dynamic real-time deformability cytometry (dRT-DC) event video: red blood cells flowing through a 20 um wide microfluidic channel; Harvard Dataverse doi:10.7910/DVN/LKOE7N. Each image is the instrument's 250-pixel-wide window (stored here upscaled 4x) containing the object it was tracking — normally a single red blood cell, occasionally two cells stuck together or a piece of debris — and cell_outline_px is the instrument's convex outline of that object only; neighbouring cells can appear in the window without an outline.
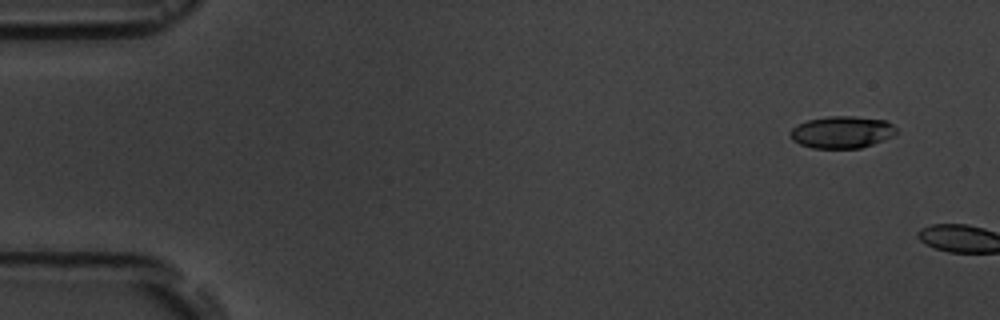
{"species": "common noctule bat (a hibernating species)", "species_latin": "Nyctalus noctula", "temperature_condition": "room temperature", "stored_images_in_passage": 2, "camera_frame_rate_fps": 3000, "um_per_image_px": 0.085, "animal": {"sex": "male", "body_mass_g": 19.5, "forearm_length_mm": 54.6}, "frame": {"image": 1, "passage_image": 1, "time_ms": 0.0, "image_size_px": [1000, 320], "cell_outline_px": [[896, 136], [860, 148], [812, 148], [800, 144], [792, 140], [792, 128], [808, 120], [828, 116], [852, 116], [888, 120], [896, 128]], "centroid_in_image_um": [71.62, 11.23], "position_along_channel_um": 13.4, "area_um2": 19.77}}